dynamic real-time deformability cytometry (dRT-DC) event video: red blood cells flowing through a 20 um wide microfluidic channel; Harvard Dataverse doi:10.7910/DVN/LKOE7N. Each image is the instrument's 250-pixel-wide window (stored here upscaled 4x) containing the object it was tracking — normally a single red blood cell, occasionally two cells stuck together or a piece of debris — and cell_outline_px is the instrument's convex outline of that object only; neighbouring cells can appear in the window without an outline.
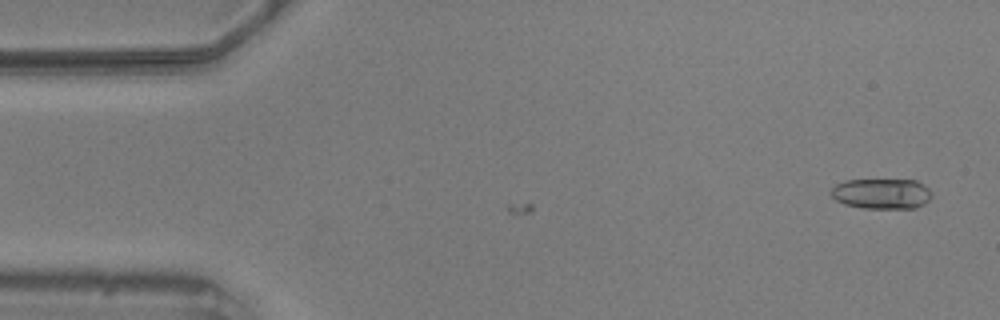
{"species": "common noctule bat (a hibernating species)", "species_latin": "Nyctalus noctula", "temperature_condition": "warm", "stored_images_in_passage": 3, "camera_frame_rate_fps": 3000, "um_per_image_px": 0.085, "animal": {"sex": "male", "body_mass_g": 20.5, "forearm_length_mm": 52.5}, "frame": {"image": 1, "passage_image": 3, "time_ms": 0.667, "image_size_px": [1000, 320], "cell_outline_px": [[932, 196], [924, 204], [916, 208], [864, 208], [844, 204], [836, 200], [828, 192], [836, 184], [844, 180], [916, 180], [924, 184], [932, 192]], "centroid_in_image_um": [74.94, 16.46], "position_along_channel_um": 10.1, "area_um2": 17.98}}